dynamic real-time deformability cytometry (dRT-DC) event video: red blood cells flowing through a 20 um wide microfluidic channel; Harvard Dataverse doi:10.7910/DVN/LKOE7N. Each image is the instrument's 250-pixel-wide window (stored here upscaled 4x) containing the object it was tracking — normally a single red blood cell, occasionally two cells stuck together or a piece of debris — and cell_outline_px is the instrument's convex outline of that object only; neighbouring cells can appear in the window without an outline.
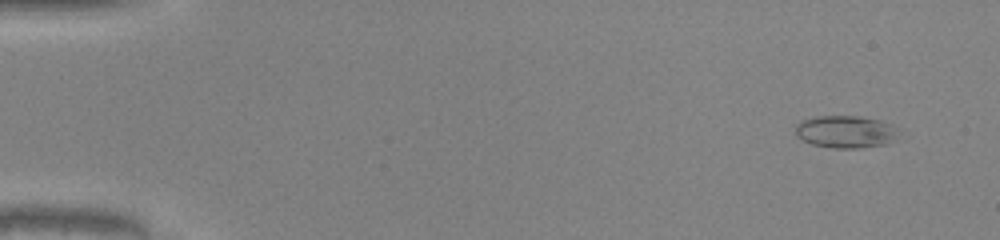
{"species": "common noctule bat (a hibernating species)", "species_latin": "Nyctalus noctula", "temperature_condition": "warm", "stored_images_in_passage": 45, "camera_frame_rate_fps": 3000, "um_per_image_px": 0.085, "animal": {"sex": "male", "body_mass_g": 20.0, "forearm_length_mm": 53.3}, "frame": {"image": 1, "passage_image": 1, "time_ms": 0.0, "image_size_px": [1000, 240], "cell_outline_px": [[900, 128], [892, 140], [884, 144], [860, 148], [832, 148], [812, 144], [796, 136], [796, 124], [800, 120], [816, 116], [860, 116], [880, 120], [892, 124]], "centroid_in_image_um": [71.87, 11.18], "position_along_channel_um": 13.1, "area_um2": 19.54}}
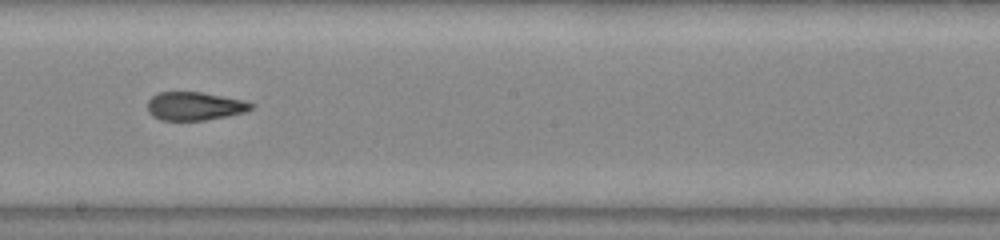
{"frame": {"image": 2, "passage_image": 27, "time_ms": 8.667, "image_size_px": [1000, 240], "cell_outline_px": [[256, 104], [252, 108], [244, 112], [228, 116], [204, 120], [160, 120], [152, 116], [148, 112], [148, 100], [152, 96], [160, 92], [200, 92], [244, 100]], "centroid_in_image_um": [16.54, 9.02], "position_along_channel_um": 231.7, "area_um2": 17.11}}
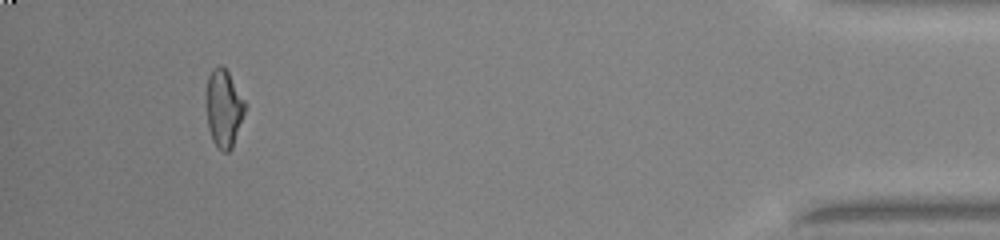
{"frame": {"image": 3, "passage_image": 45, "time_ms": 14.667, "image_size_px": [1000, 240], "cell_outline_px": [[244, 112], [232, 148], [228, 152], [224, 152], [212, 140], [208, 128], [204, 96], [204, 92], [208, 76], [212, 68], [220, 64], [228, 72], [244, 100]], "centroid_in_image_um": [18.95, 9.17], "position_along_channel_um": 416.2, "area_um2": 17.57}, "authors_computed_cell_mechanics": {"area_um2": 17.9758, "velocity_mm_per_s": 4.1435, "shape_relaxation_time_tau1_ms": null, "shape_relaxation_time_tau2_ms": 1.6992, "deformation_change_tau1": null, "deformation_change_tau2": 0.0892}}